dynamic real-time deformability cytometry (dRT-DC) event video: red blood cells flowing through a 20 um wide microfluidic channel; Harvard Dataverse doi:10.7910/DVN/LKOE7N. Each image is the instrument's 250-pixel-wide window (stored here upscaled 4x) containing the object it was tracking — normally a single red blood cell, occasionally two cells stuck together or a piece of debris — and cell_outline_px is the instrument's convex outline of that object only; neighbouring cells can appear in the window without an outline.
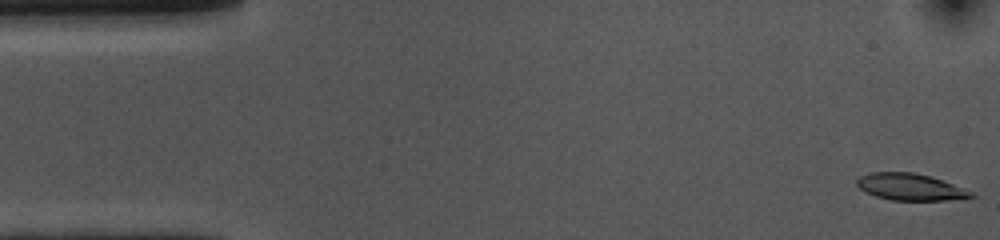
{"species": "common noctule bat (a hibernating species)", "species_latin": "Nyctalus noctula", "temperature_condition": "cold", "stored_images_in_passage": 53, "camera_frame_rate_fps": 3000, "um_per_image_px": 0.085, "animal": {"sex": "female", "body_mass_g": 10.0, "forearm_length_mm": 53.1}, "frame": {"image": 1, "passage_image": 1, "time_ms": 0.0, "image_size_px": [1000, 240], "cell_outline_px": [[976, 196], [944, 200], [892, 200], [876, 196], [864, 192], [856, 184], [856, 180], [860, 176], [872, 172], [912, 172], [932, 176], [964, 188], [972, 192]], "centroid_in_image_um": [77.35, 15.88], "position_along_channel_um": 7.7, "area_um2": 17.74}}
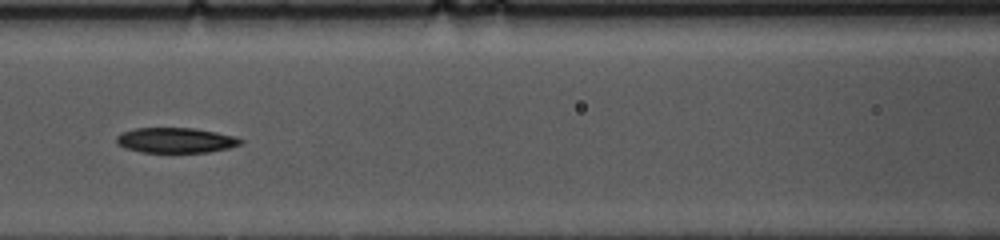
{"frame": {"image": 2, "passage_image": 22, "time_ms": 7.0, "image_size_px": [1000, 240], "cell_outline_px": [[244, 144], [228, 148], [208, 152], [140, 152], [124, 148], [116, 144], [116, 136], [120, 132], [136, 128], [192, 128], [216, 132], [236, 136], [244, 140]], "centroid_in_image_um": [14.93, 11.92], "position_along_channel_um": 151.7, "area_um2": 18.44}}
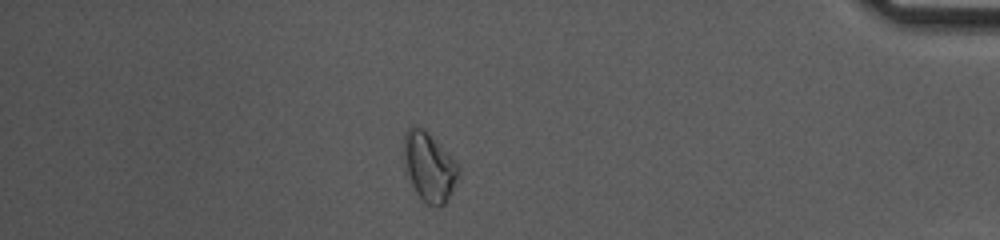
{"frame": {"image": 3, "passage_image": 46, "time_ms": 15.0, "image_size_px": [1000, 240], "cell_outline_px": [[460, 172], [444, 204], [424, 204], [420, 200], [404, 168], [400, 148], [400, 144], [404, 132], [412, 124], [424, 128], [456, 160], [460, 168]], "centroid_in_image_um": [36.4, 14.08], "position_along_channel_um": 398.8, "area_um2": 22.54}}